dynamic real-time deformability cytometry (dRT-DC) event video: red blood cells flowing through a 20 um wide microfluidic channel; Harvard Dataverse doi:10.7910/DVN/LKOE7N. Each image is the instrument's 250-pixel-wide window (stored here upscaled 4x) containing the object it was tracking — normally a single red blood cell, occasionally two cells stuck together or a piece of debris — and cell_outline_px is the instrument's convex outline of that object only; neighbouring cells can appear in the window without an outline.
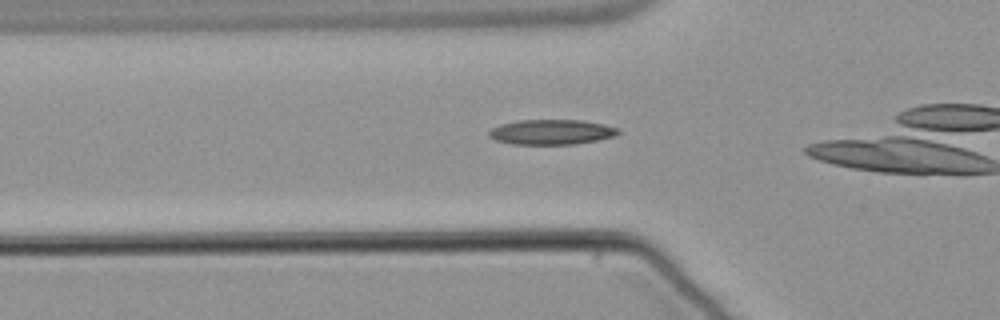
{"species": "common noctule bat (a hibernating species)", "species_latin": "Nyctalus noctula", "temperature_condition": "warm", "stored_images_in_passage": 41, "camera_frame_rate_fps": 3000, "um_per_image_px": 0.085, "animal": {"sex": "male", "body_mass_g": 21.5, "forearm_length_mm": 52.0}, "frame": {"image": 1, "passage_image": 10, "time_ms": 3.0, "image_size_px": [1000, 320], "cell_outline_px": [[620, 132], [616, 136], [600, 140], [576, 144], [512, 144], [496, 140], [488, 136], [488, 132], [492, 128], [500, 124], [516, 120], [584, 120], [604, 124], [616, 128]], "centroid_in_image_um": [46.88, 11.22], "position_along_channel_um": 78.9, "area_um2": 19.02}}
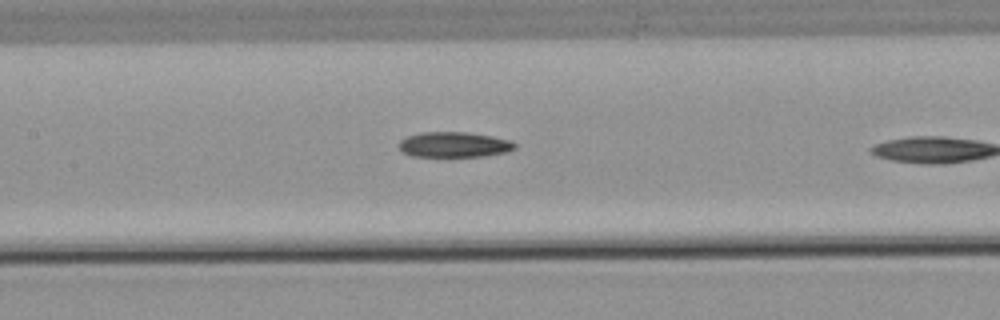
{"frame": {"image": 2, "passage_image": 17, "time_ms": 5.333, "image_size_px": [1000, 320], "cell_outline_px": [[516, 148], [504, 152], [484, 156], [412, 156], [404, 152], [400, 148], [400, 140], [408, 136], [420, 132], [468, 132], [492, 136], [512, 140], [516, 144]], "centroid_in_image_um": [38.63, 12.28], "position_along_channel_um": 168.8, "area_um2": 16.99}}
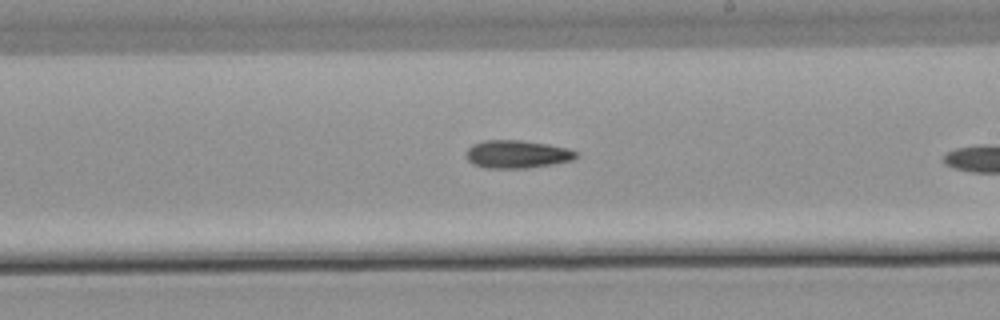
{"frame": {"image": 3, "passage_image": 23, "time_ms": 7.333, "image_size_px": [1000, 320], "cell_outline_px": [[576, 156], [572, 160], [552, 164], [528, 168], [484, 168], [472, 164], [468, 160], [464, 152], [472, 144], [484, 140], [520, 140], [548, 144], [568, 148], [576, 152]], "centroid_in_image_um": [43.89, 13.11], "position_along_channel_um": 245.1, "area_um2": 17.98}}